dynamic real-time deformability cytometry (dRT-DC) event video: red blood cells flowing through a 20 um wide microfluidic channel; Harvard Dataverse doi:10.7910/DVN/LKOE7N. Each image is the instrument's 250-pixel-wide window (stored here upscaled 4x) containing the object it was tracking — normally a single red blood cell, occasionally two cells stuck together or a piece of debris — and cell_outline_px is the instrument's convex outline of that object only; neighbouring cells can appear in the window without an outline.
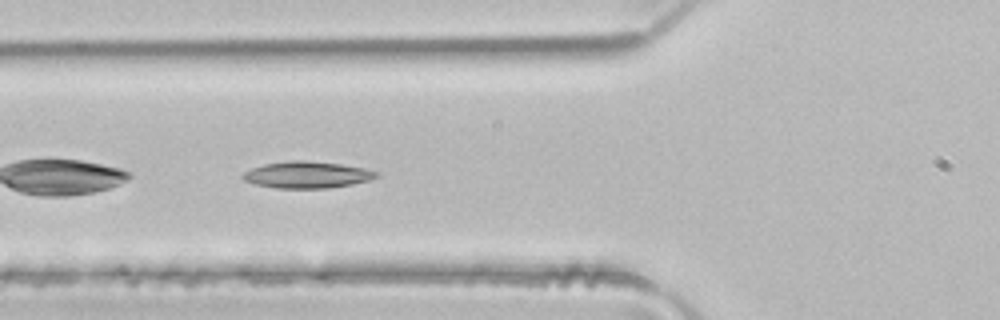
{"species": "common noctule bat (a hibernating species)", "species_latin": "Nyctalus noctula", "temperature_condition": "room temperature", "stored_images_in_passage": 5, "camera_frame_rate_fps": 3000, "um_per_image_px": 0.085, "animal": {"sex": "male", "body_mass_g": 21.5, "forearm_length_mm": 52.0}, "frame": {"image": 1, "passage_image": 5, "time_ms": 1.333, "image_size_px": [1000, 320], "cell_outline_px": [[380, 176], [368, 180], [352, 184], [328, 188], [276, 188], [256, 184], [244, 180], [240, 176], [244, 172], [252, 168], [264, 164], [292, 160], [304, 160], [340, 164], [364, 168], [380, 172]], "centroid_in_image_um": [26.11, 14.85], "position_along_channel_um": 99.7, "area_um2": 20.69}}